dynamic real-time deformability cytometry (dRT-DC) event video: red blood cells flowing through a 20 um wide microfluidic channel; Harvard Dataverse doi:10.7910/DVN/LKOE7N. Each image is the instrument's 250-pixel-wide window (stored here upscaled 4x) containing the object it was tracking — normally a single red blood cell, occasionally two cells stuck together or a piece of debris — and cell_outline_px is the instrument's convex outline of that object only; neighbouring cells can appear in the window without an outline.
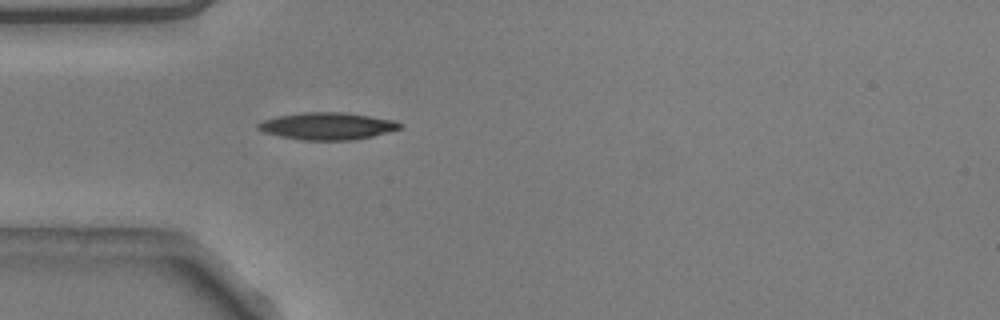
{"species": "common noctule bat (a hibernating species)", "species_latin": "Nyctalus noctula", "temperature_condition": "warm", "stored_images_in_passage": 39, "camera_frame_rate_fps": 3000, "um_per_image_px": 0.085, "animal": {"sex": "male", "body_mass_g": 20.5, "forearm_length_mm": 52.5}, "frame": {"image": 1, "passage_image": 1, "time_ms": 0.0, "image_size_px": [1000, 320], "cell_outline_px": [[404, 128], [372, 136], [352, 140], [300, 140], [280, 136], [264, 132], [256, 128], [256, 124], [264, 120], [276, 116], [300, 112], [348, 112], [396, 120], [404, 124]], "centroid_in_image_um": [27.86, 10.7], "position_along_channel_um": 57.1, "area_um2": 22.83}}
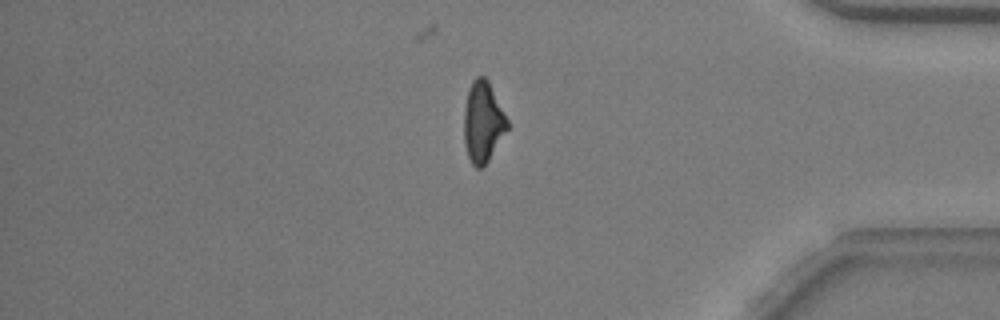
{"frame": {"image": 2, "passage_image": 30, "time_ms": 9.667, "image_size_px": [1000, 320], "cell_outline_px": [[508, 128], [484, 168], [476, 168], [472, 164], [468, 156], [464, 144], [464, 108], [468, 88], [472, 80], [476, 76], [484, 76], [488, 80], [508, 120]], "centroid_in_image_um": [41.03, 10.37], "position_along_channel_um": 394.2, "area_um2": 20.52}}
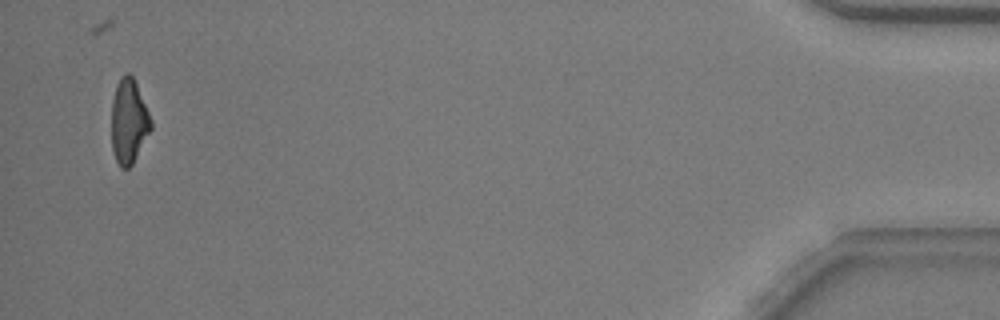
{"frame": {"image": 3, "passage_image": 37, "time_ms": 12.0, "image_size_px": [1000, 320], "cell_outline_px": [[152, 128], [132, 164], [128, 168], [120, 168], [112, 152], [112, 100], [116, 84], [120, 76], [124, 72], [128, 72], [132, 76], [136, 84], [152, 120]], "centroid_in_image_um": [10.93, 10.3], "position_along_channel_um": 424.3, "area_um2": 19.42}, "authors_computed_cell_mechanics": {"area_um2": 21.2126, "velocity_mm_per_s": 3.8065, "shape_relaxation_time_tau1_ms": 6.3363, "shape_relaxation_time_tau2_ms": 3.3676, "deformation_change_tau1": 0.1918, "deformation_change_tau2": 0.1292}}